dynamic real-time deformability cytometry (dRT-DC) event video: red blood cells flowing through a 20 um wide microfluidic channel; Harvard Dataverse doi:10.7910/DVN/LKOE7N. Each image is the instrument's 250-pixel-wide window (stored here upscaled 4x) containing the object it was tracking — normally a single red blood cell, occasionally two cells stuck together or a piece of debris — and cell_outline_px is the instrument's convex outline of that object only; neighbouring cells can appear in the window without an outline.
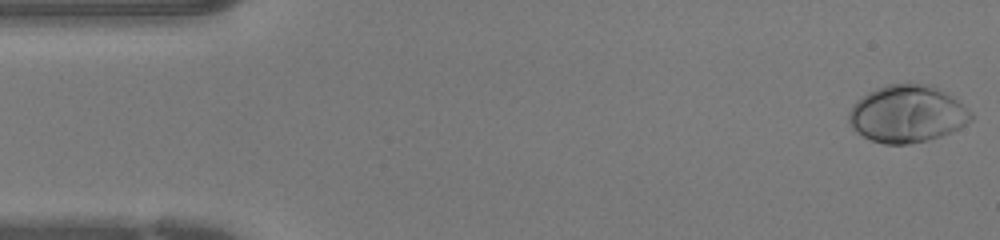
{"species": "human", "species_latin": "Homo sapiens", "temperature_condition": "warm", "stored_images_in_passage": 44, "camera_frame_rate_fps": 3000, "um_per_image_px": 0.085, "donor": {"sex": "female"}, "frame": {"image": 1, "passage_image": 1, "time_ms": 0.0, "image_size_px": [1000, 240], "cell_outline_px": [[972, 120], [940, 136], [928, 140], [908, 144], [884, 144], [872, 140], [856, 132], [852, 128], [848, 120], [848, 116], [856, 100], [868, 92], [876, 88], [888, 84], [932, 84], [956, 100], [972, 112]], "centroid_in_image_um": [77.07, 9.68], "position_along_channel_um": 7.9, "area_um2": 40.29}}
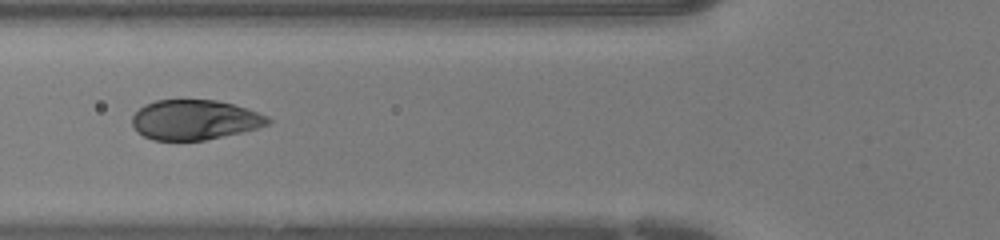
{"frame": {"image": 2, "passage_image": 16, "time_ms": 5.0, "image_size_px": [1000, 240], "cell_outline_px": [[272, 120], [268, 124], [256, 128], [240, 132], [204, 140], [152, 140], [136, 132], [132, 124], [132, 116], [144, 104], [156, 100], [216, 100], [232, 104], [268, 116]], "centroid_in_image_um": [16.5, 10.18], "position_along_channel_um": 109.3, "area_um2": 31.33}}
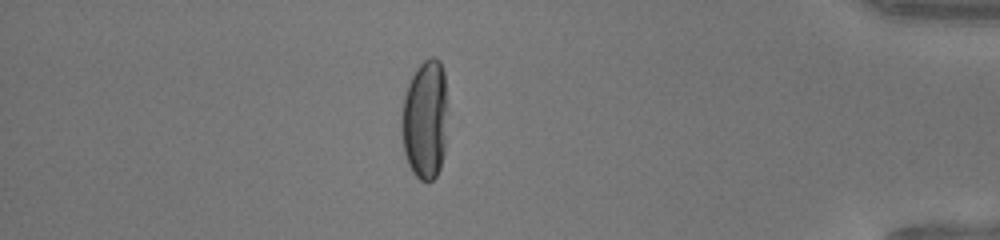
{"frame": {"image": 3, "passage_image": 38, "time_ms": 12.333, "image_size_px": [1000, 240], "cell_outline_px": [[448, 108], [444, 152], [440, 168], [436, 176], [432, 180], [420, 180], [412, 172], [408, 164], [404, 152], [400, 132], [400, 120], [404, 96], [408, 84], [416, 68], [424, 60], [432, 56], [440, 60], [444, 72]], "centroid_in_image_um": [36.13, 10.15], "position_along_channel_um": 399.1, "area_um2": 32.77}}